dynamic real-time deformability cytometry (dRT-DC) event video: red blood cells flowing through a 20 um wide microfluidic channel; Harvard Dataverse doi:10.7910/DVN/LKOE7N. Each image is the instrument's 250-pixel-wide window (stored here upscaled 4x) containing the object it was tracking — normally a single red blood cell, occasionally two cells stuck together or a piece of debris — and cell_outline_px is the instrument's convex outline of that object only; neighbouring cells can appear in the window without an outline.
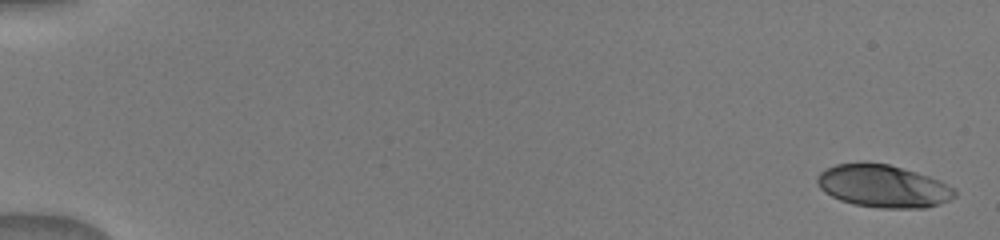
{"species": "human", "species_latin": "Homo sapiens", "temperature_condition": "warm", "stored_images_in_passage": 53, "camera_frame_rate_fps": 3000, "um_per_image_px": 0.085, "donor": {"sex": "male"}, "frame": {"image": 1, "passage_image": 1, "time_ms": 0.0, "image_size_px": [1000, 240], "cell_outline_px": [[956, 196], [940, 204], [924, 208], [880, 208], [856, 204], [840, 200], [824, 192], [820, 188], [816, 180], [816, 176], [820, 172], [836, 164], [888, 164], [916, 172], [940, 180], [956, 188]], "centroid_in_image_um": [75.1, 15.84], "position_along_channel_um": 9.9, "area_um2": 33.76}}
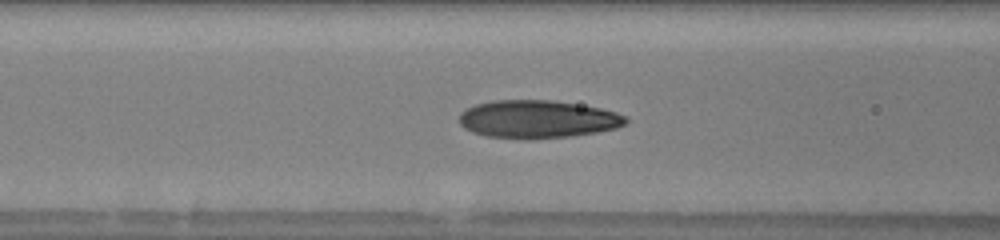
{"frame": {"image": 2, "passage_image": 20, "time_ms": 7.0, "image_size_px": [1000, 240], "cell_outline_px": [[628, 124], [616, 128], [596, 132], [572, 136], [524, 140], [484, 136], [472, 132], [464, 128], [460, 124], [460, 112], [464, 108], [476, 104], [492, 100], [552, 100], [600, 108], [616, 112], [628, 116]], "centroid_in_image_um": [45.68, 10.14], "position_along_channel_um": 120.9, "area_um2": 37.28}}
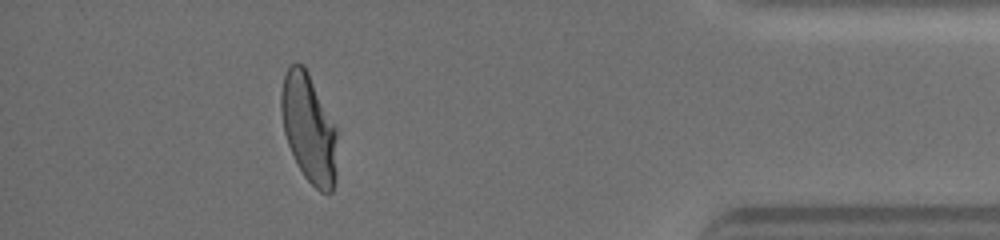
{"frame": {"image": 3, "passage_image": 51, "time_ms": 15.0, "image_size_px": [1000, 240], "cell_outline_px": [[336, 180], [332, 192], [320, 192], [304, 176], [288, 144], [284, 132], [280, 112], [280, 92], [284, 76], [288, 68], [292, 64], [304, 64], [336, 124]], "centroid_in_image_um": [26.26, 10.88], "position_along_channel_um": 408.9, "area_um2": 35.6}}